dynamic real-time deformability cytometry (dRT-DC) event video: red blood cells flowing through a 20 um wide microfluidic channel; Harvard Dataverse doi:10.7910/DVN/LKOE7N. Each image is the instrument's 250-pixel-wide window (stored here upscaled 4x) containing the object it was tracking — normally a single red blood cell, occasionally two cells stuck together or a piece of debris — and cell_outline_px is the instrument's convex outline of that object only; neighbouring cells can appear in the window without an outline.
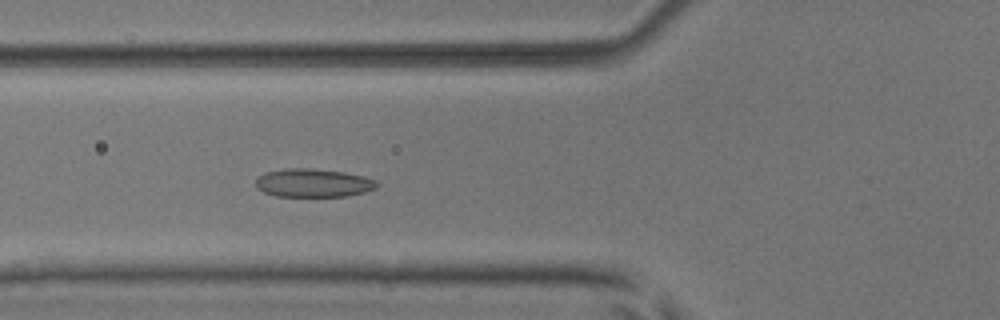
{"species": "common noctule bat (a hibernating species)", "species_latin": "Nyctalus noctula", "temperature_condition": "room temperature", "stored_images_in_passage": 45, "camera_frame_rate_fps": 3000, "um_per_image_px": 0.085, "animal": {"sex": "male", "body_mass_g": 17.9, "forearm_length_mm": 54.2}, "frame": {"image": 1, "passage_image": 12, "time_ms": 3.667, "image_size_px": [1000, 320], "cell_outline_px": [[380, 184], [376, 188], [364, 192], [348, 196], [276, 196], [264, 192], [256, 188], [256, 180], [260, 176], [268, 172], [288, 168], [308, 168], [344, 172], [364, 176], [376, 180]], "centroid_in_image_um": [26.66, 15.55], "position_along_channel_um": 99.1, "area_um2": 19.94}}
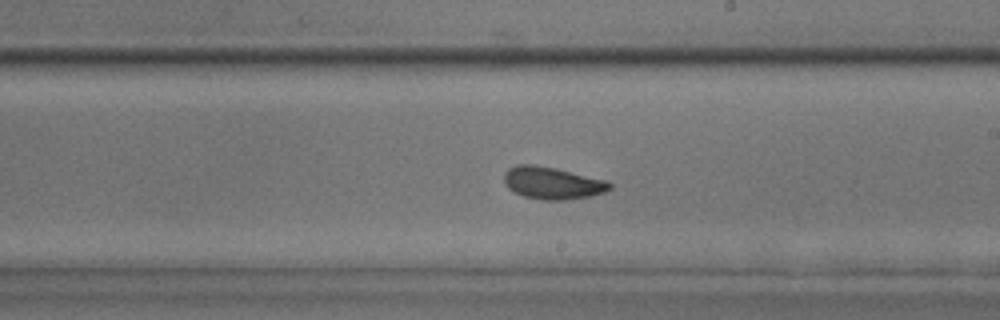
{"frame": {"image": 2, "passage_image": 23, "time_ms": 7.333, "image_size_px": [1000, 320], "cell_outline_px": [[612, 188], [604, 192], [588, 196], [564, 200], [544, 200], [524, 196], [508, 188], [504, 184], [504, 172], [508, 168], [516, 164], [532, 164], [556, 168], [608, 180], [612, 184]], "centroid_in_image_um": [46.95, 15.54], "position_along_channel_um": 242.1, "area_um2": 19.94}}
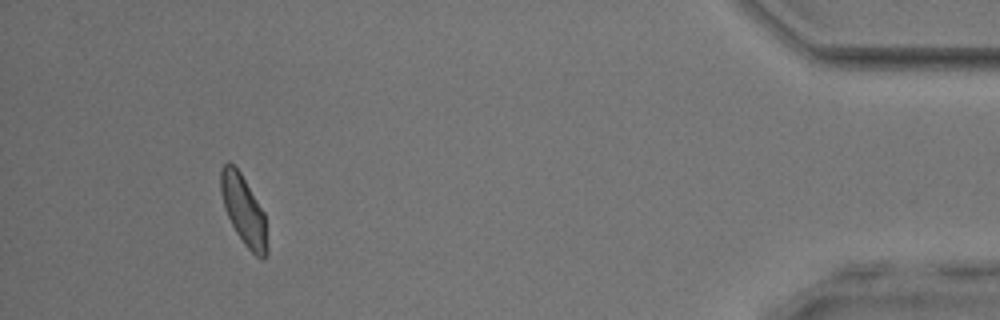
{"frame": {"image": 3, "passage_image": 41, "time_ms": 13.333, "image_size_px": [1000, 320], "cell_outline_px": [[268, 252], [264, 260], [256, 256], [244, 244], [236, 232], [224, 208], [220, 192], [220, 168], [228, 160], [240, 172], [264, 212], [268, 248]], "centroid_in_image_um": [20.7, 17.88], "position_along_channel_um": 414.5, "area_um2": 18.79}, "authors_computed_cell_mechanics": {"area_um2": 19.4208, "velocity_mm_per_s": 3.9112, "shape_relaxation_time_tau1_ms": 4.0991, "shape_relaxation_time_tau2_ms": 2.1204, "deformation_change_tau1": 0.1013, "deformation_change_tau2": 0.0665}}